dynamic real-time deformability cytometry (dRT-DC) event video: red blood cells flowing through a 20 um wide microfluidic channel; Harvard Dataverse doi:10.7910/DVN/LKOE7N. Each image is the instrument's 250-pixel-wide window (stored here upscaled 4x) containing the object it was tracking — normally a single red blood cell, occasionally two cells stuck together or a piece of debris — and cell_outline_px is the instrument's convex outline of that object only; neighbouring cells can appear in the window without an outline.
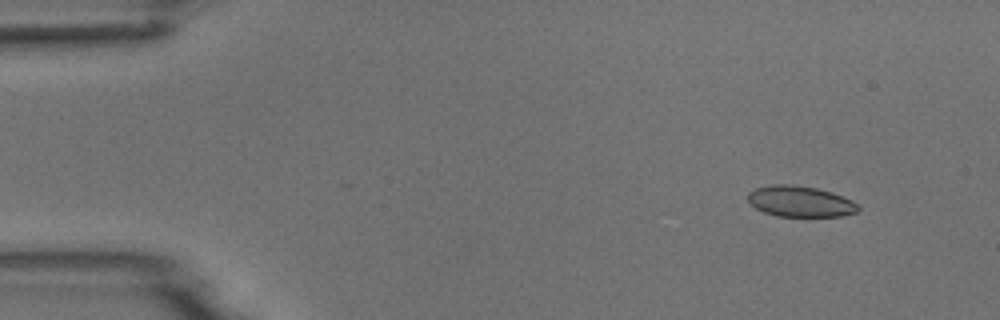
{"species": "common noctule bat (a hibernating species)", "species_latin": "Nyctalus noctula", "temperature_condition": "room temperature", "stored_images_in_passage": 4, "camera_frame_rate_fps": 3000, "um_per_image_px": 0.085, "animal": {"sex": "male", "body_mass_g": 18.8}, "frame": {"image": 1, "passage_image": 1, "time_ms": 0.0, "image_size_px": [1000, 320], "cell_outline_px": [[860, 208], [856, 212], [840, 216], [776, 216], [764, 212], [756, 208], [748, 200], [748, 192], [756, 188], [772, 184], [792, 184], [816, 188], [832, 192], [852, 200]], "centroid_in_image_um": [68.0, 17.11], "position_along_channel_um": 17.0, "area_um2": 19.77}}
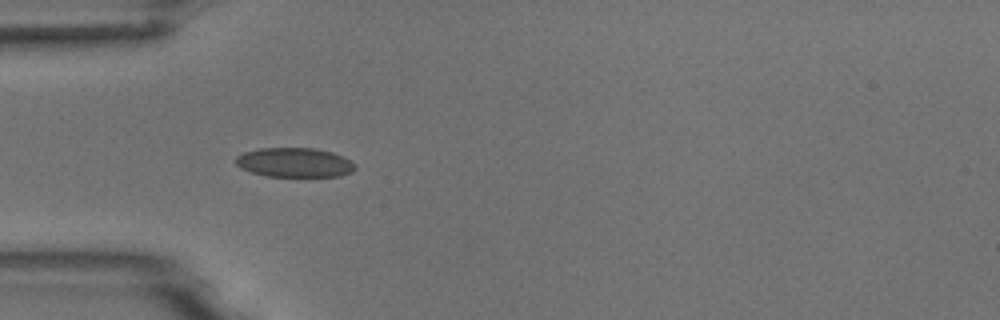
{"frame": {"image": 2, "passage_image": 4, "time_ms": 3.667, "image_size_px": [1000, 320], "cell_outline_px": [[356, 168], [352, 172], [340, 176], [264, 176], [240, 168], [236, 164], [236, 156], [244, 152], [260, 148], [312, 148], [332, 152], [344, 156], [352, 160], [356, 164]], "centroid_in_image_um": [25.06, 13.81], "position_along_channel_um": 59.9, "area_um2": 20.58}}